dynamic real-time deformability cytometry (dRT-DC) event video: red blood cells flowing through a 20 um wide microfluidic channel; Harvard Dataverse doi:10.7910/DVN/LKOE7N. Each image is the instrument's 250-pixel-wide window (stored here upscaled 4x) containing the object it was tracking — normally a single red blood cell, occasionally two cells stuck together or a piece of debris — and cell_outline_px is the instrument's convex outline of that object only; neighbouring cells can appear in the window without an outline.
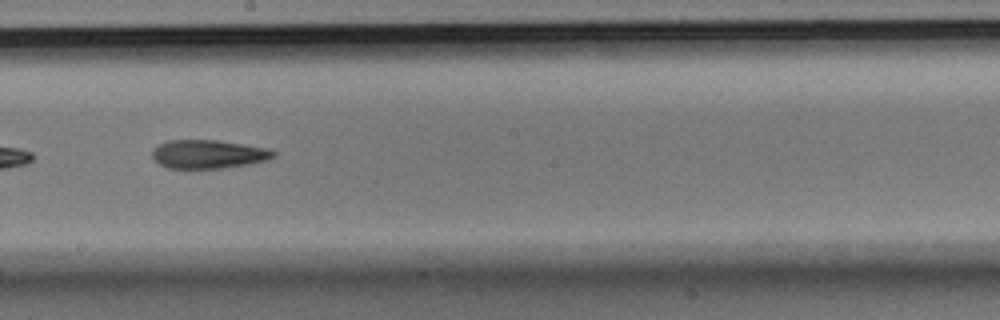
{"species": "Egyptian fruit bat (a non-hibernating species)", "species_latin": "Rousettus aegyptiacus", "temperature_condition": "room temperature", "stored_images_in_passage": 22, "camera_frame_rate_fps": 3000, "um_per_image_px": 0.085, "animal": {"sex": "male"}, "frame": {"image": 1, "passage_image": 19, "time_ms": 6.0, "image_size_px": [1000, 320], "cell_outline_px": [[276, 156], [268, 160], [248, 164], [220, 168], [168, 168], [160, 164], [152, 156], [152, 148], [156, 144], [168, 140], [220, 140], [268, 148], [276, 152]], "centroid_in_image_um": [17.7, 13.09], "position_along_channel_um": 230.5, "area_um2": 20.35}}